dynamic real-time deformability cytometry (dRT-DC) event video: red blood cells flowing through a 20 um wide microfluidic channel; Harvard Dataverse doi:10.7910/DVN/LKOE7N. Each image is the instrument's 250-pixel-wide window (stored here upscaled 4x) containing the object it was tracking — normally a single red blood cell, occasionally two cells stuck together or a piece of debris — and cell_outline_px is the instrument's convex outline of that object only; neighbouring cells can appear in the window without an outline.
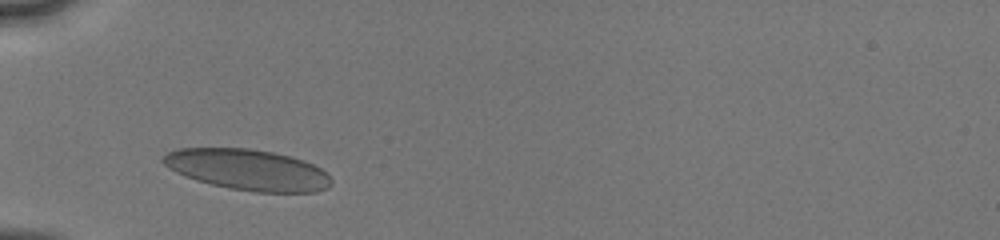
{"species": "human", "species_latin": "Homo sapiens", "temperature_condition": "cold", "stored_images_in_passage": 5, "camera_frame_rate_fps": 3000, "um_per_image_px": 0.085, "donor": {"sex": "male"}, "frame": {"image": 1, "passage_image": 2, "time_ms": 0.667, "image_size_px": [1000, 240], "cell_outline_px": [[332, 184], [328, 188], [316, 192], [256, 192], [228, 188], [196, 180], [184, 176], [168, 168], [160, 160], [168, 152], [176, 148], [248, 148], [272, 152], [304, 160], [320, 168], [332, 180]], "centroid_in_image_um": [21.04, 14.43], "position_along_channel_um": 64.0, "area_um2": 40.06}}
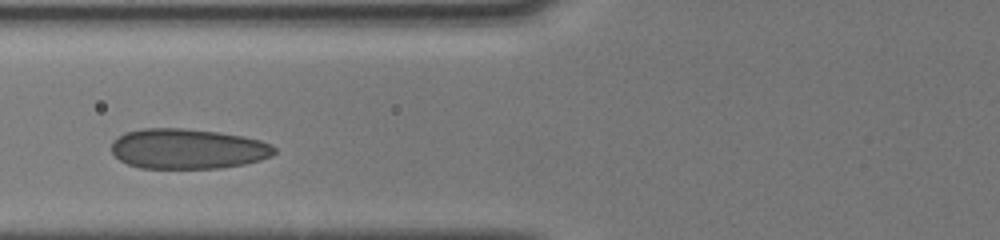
{"frame": {"image": 2, "passage_image": 4, "time_ms": 2.0, "image_size_px": [1000, 240], "cell_outline_px": [[276, 152], [272, 156], [260, 160], [244, 164], [220, 168], [140, 168], [128, 164], [120, 160], [112, 152], [112, 140], [124, 132], [144, 128], [184, 128], [220, 132], [244, 136], [260, 140], [272, 144], [276, 148]], "centroid_in_image_um": [15.97, 12.64], "position_along_channel_um": 109.8, "area_um2": 38.44}}